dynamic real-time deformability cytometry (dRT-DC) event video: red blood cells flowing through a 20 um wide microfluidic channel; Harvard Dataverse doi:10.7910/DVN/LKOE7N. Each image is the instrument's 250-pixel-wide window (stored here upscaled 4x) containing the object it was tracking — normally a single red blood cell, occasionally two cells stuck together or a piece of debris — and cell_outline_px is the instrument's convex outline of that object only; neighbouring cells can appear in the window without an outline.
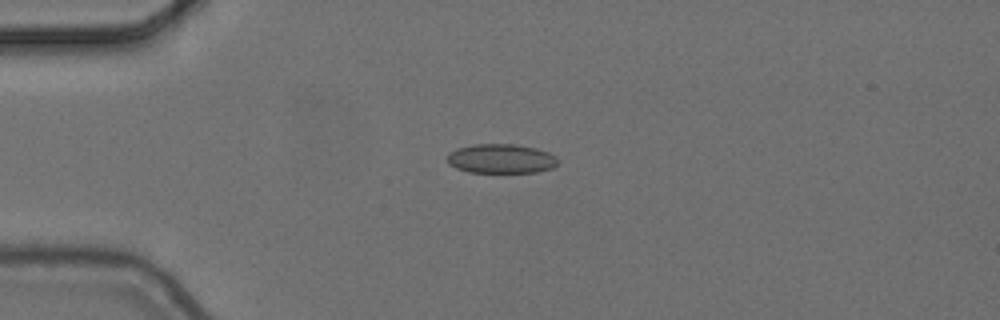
{"species": "common noctule bat (a hibernating species)", "species_latin": "Nyctalus noctula", "temperature_condition": "cold", "stored_images_in_passage": 2, "camera_frame_rate_fps": 3000, "um_per_image_px": 0.085, "animal": {"sex": "female", "body_mass_g": 24.6, "forearm_length_mm": 56.2}, "frame": {"image": 1, "passage_image": 1, "time_ms": 0.0, "image_size_px": [1000, 320], "cell_outline_px": [[556, 164], [552, 168], [536, 172], [468, 172], [456, 168], [448, 164], [448, 152], [456, 148], [472, 144], [516, 144], [536, 148], [548, 152], [556, 156]], "centroid_in_image_um": [42.55, 13.48], "position_along_channel_um": 42.4, "area_um2": 18.96}}